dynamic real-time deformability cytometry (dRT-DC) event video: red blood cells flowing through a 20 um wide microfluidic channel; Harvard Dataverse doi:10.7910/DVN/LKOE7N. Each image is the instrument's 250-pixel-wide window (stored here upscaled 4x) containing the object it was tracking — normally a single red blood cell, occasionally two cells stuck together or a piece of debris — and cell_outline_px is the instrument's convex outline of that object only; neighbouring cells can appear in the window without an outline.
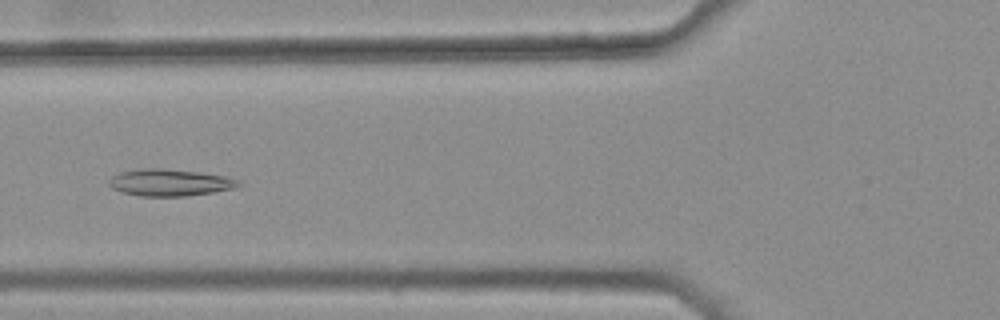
{"species": "common noctule bat (a hibernating species)", "species_latin": "Nyctalus noctula", "temperature_condition": "warm", "stored_images_in_passage": 43, "camera_frame_rate_fps": 3000, "um_per_image_px": 0.085, "animal": {"sex": "female", "body_mass_g": 25.1}, "frame": {"image": 1, "passage_image": 19, "time_ms": 6.0, "image_size_px": [1000, 320], "cell_outline_px": [[244, 184], [236, 188], [212, 192], [184, 196], [140, 196], [124, 192], [112, 188], [108, 184], [108, 180], [112, 176], [124, 172], [140, 168], [160, 168], [200, 172], [224, 176], [236, 180]], "centroid_in_image_um": [14.44, 15.51], "position_along_channel_um": 111.4, "area_um2": 20.11}}
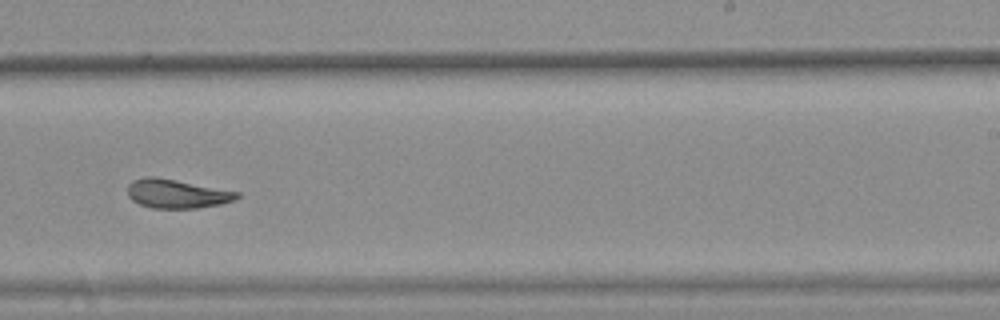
{"frame": {"image": 2, "passage_image": 32, "time_ms": 10.333, "image_size_px": [1000, 320], "cell_outline_px": [[240, 196], [236, 200], [220, 204], [196, 208], [152, 208], [140, 204], [132, 200], [128, 196], [128, 184], [132, 180], [144, 176], [156, 176], [240, 192]], "centroid_in_image_um": [15.02, 16.45], "position_along_channel_um": 274.0, "area_um2": 18.55}}
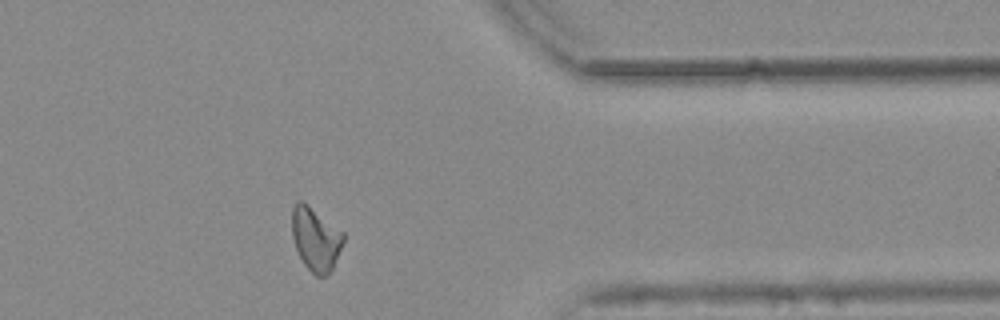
{"frame": {"image": 3, "passage_image": 42, "time_ms": 13.667, "image_size_px": [1000, 320], "cell_outline_px": [[344, 240], [332, 268], [324, 276], [316, 276], [304, 264], [296, 248], [292, 236], [292, 208], [296, 200], [300, 200], [308, 204], [344, 232]], "centroid_in_image_um": [26.81, 20.27], "position_along_channel_um": 384.6, "area_um2": 18.84}, "authors_computed_cell_mechanics": {"area_um2": 19.2474, "velocity_mm_per_s": 3.7633, "shape_relaxation_time_tau1_ms": null, "shape_relaxation_time_tau2_ms": 2.4565, "deformation_change_tau1": null, "deformation_change_tau2": 0.0855}}